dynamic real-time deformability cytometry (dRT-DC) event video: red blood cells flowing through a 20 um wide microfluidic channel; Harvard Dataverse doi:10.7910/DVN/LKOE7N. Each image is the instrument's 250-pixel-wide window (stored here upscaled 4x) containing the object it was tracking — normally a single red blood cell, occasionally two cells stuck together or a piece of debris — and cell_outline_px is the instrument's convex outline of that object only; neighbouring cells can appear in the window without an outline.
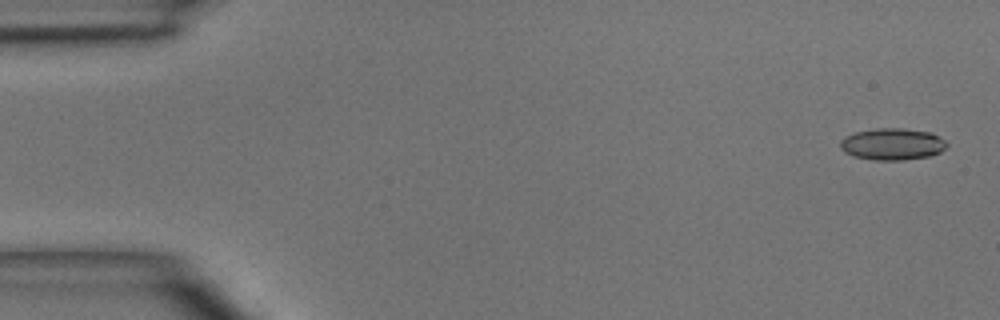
{"species": "common noctule bat (a hibernating species)", "species_latin": "Nyctalus noctula", "temperature_condition": "room temperature", "stored_images_in_passage": 5, "camera_frame_rate_fps": 3000, "um_per_image_px": 0.085, "animal": {"sex": "male", "body_mass_g": 15.6}, "frame": {"image": 1, "passage_image": 1, "time_ms": 0.0, "image_size_px": [1000, 320], "cell_outline_px": [[948, 144], [940, 152], [932, 156], [904, 160], [876, 160], [856, 156], [844, 152], [840, 148], [840, 140], [844, 136], [856, 132], [876, 128], [904, 128], [932, 132], [944, 140]], "centroid_in_image_um": [75.86, 12.24], "position_along_channel_um": 9.1, "area_um2": 19.83}}
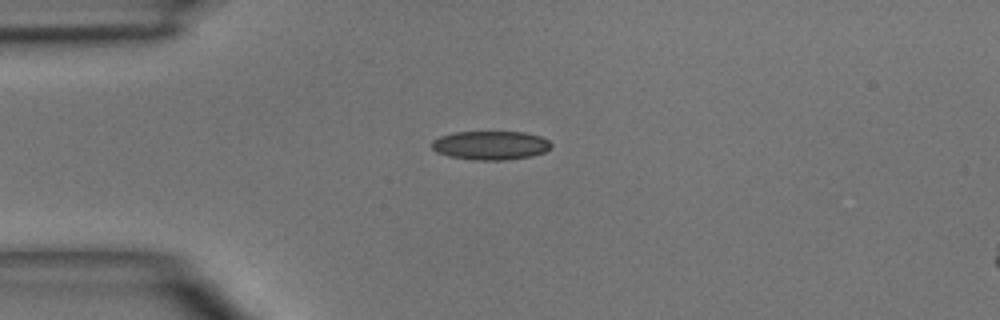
{"frame": {"image": 2, "passage_image": 3, "time_ms": 3.333, "image_size_px": [1000, 320], "cell_outline_px": [[552, 148], [544, 152], [532, 156], [508, 160], [476, 160], [448, 156], [436, 152], [432, 148], [432, 140], [440, 136], [452, 132], [524, 132], [540, 136], [548, 140], [552, 144]], "centroid_in_image_um": [41.7, 12.35], "position_along_channel_um": 43.3, "area_um2": 20.23}}